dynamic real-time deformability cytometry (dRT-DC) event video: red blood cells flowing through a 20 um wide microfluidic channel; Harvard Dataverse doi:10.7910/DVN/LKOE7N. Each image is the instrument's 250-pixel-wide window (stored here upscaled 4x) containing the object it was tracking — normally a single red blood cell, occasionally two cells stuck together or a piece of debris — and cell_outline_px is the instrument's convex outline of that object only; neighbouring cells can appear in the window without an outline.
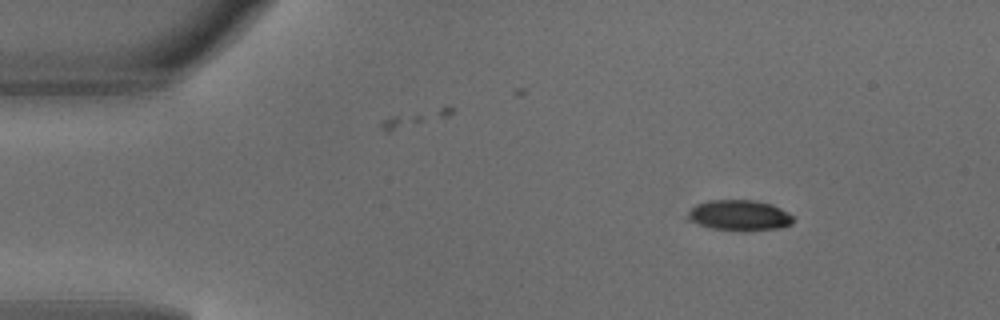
{"species": "common noctule bat (a hibernating species)", "species_latin": "Nyctalus noctula", "temperature_condition": "warm", "stored_images_in_passage": 3, "camera_frame_rate_fps": 3000, "um_per_image_px": 0.085, "animal": {"sex": "male", "body_mass_g": 18.8}, "frame": {"image": 1, "passage_image": 1, "time_ms": 0.0, "image_size_px": [1000, 320], "cell_outline_px": [[792, 224], [780, 228], [712, 228], [688, 220], [684, 216], [696, 204], [708, 200], [756, 200], [772, 204], [788, 212], [792, 216]], "centroid_in_image_um": [62.81, 18.24], "position_along_channel_um": 22.2, "area_um2": 18.09}}
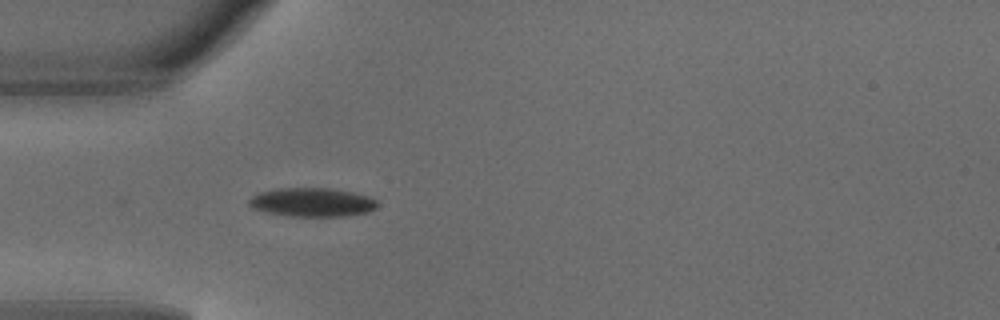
{"frame": {"image": 2, "passage_image": 3, "time_ms": 0.667, "image_size_px": [1000, 320], "cell_outline_px": [[376, 208], [368, 212], [344, 216], [288, 216], [264, 212], [252, 208], [248, 204], [248, 200], [252, 196], [260, 192], [276, 188], [328, 188], [352, 192], [372, 196], [376, 200]], "centroid_in_image_um": [26.51, 17.19], "position_along_channel_um": 58.5, "area_um2": 21.68}}